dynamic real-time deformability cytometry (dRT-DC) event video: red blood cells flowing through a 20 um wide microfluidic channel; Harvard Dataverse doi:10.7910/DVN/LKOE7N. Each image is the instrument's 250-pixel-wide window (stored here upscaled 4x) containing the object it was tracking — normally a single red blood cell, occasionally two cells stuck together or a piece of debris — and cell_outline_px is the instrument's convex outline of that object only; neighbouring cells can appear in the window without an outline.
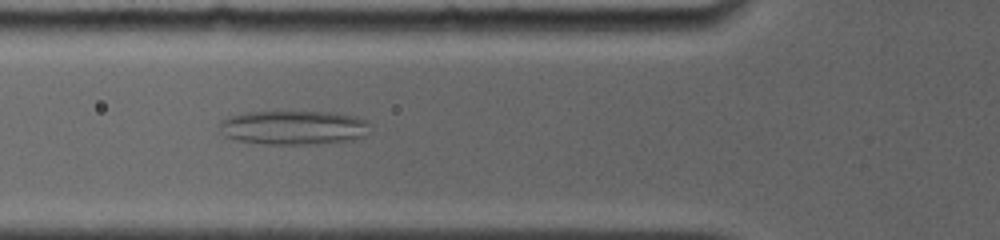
{"species": "common noctule bat (a hibernating species)", "species_latin": "Nyctalus noctula", "temperature_condition": "room temperature", "stored_images_in_passage": 38, "camera_frame_rate_fps": 4000, "um_per_image_px": 0.085, "animal": {"sex": "female", "body_mass_g": 19.0, "forearm_length_mm": 56.7}, "frame": {"image": 1, "passage_image": 26, "time_ms": 5.75, "image_size_px": [1000, 240], "cell_outline_px": [[368, 124], [360, 136], [352, 140], [296, 144], [268, 144], [240, 140], [224, 136], [220, 132], [220, 120], [228, 116], [244, 112], [332, 112], [356, 116], [368, 120]], "centroid_in_image_um": [24.86, 10.82], "position_along_channel_um": 100.9, "area_um2": 29.42}}
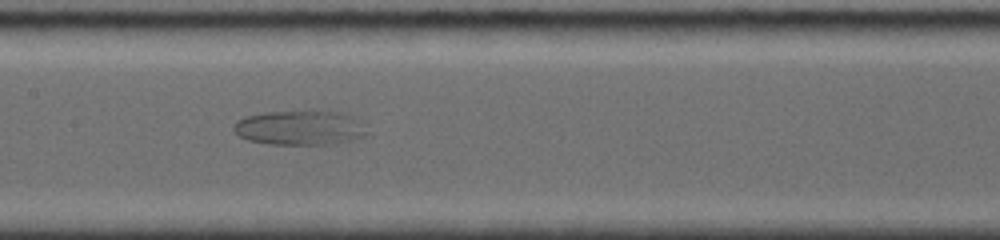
{"frame": {"image": 2, "passage_image": 37, "time_ms": 8.0, "image_size_px": [1000, 240], "cell_outline_px": [[368, 132], [364, 136], [348, 140], [328, 144], [268, 144], [248, 140], [240, 136], [232, 128], [236, 120], [244, 116], [264, 112], [340, 112], [364, 120]], "centroid_in_image_um": [25.5, 10.86], "position_along_channel_um": 181.9, "area_um2": 26.76}}